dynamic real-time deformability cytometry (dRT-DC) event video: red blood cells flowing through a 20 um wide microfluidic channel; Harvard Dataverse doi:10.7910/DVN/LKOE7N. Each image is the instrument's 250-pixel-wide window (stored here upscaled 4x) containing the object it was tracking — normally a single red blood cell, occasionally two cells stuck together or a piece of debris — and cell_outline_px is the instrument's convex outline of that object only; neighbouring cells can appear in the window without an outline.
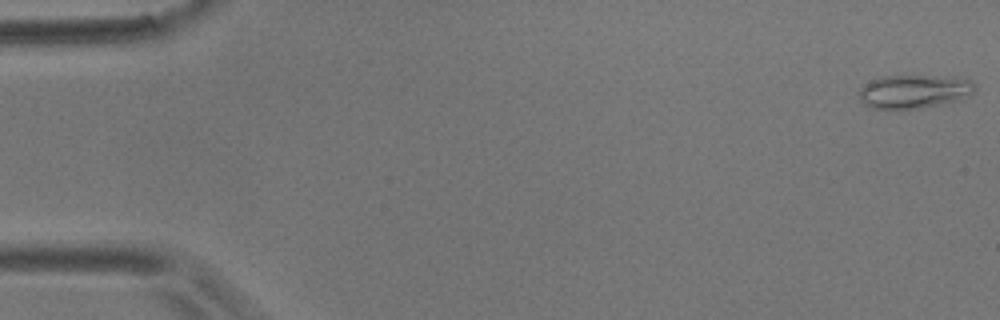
{"species": "common noctule bat (a hibernating species)", "species_latin": "Nyctalus noctula", "temperature_condition": "room temperature", "stored_images_in_passage": 6, "camera_frame_rate_fps": 3000, "um_per_image_px": 0.085, "animal": {"sex": "male", "body_mass_g": 17.9}, "frame": {"image": 1, "passage_image": 1, "time_ms": 0.0, "image_size_px": [1000, 320], "cell_outline_px": [[976, 92], [960, 100], [924, 108], [872, 108], [864, 104], [860, 100], [860, 88], [872, 80], [880, 76], [964, 76], [972, 80], [976, 88]], "centroid_in_image_um": [77.8, 7.76], "position_along_channel_um": 7.2, "area_um2": 22.95}}